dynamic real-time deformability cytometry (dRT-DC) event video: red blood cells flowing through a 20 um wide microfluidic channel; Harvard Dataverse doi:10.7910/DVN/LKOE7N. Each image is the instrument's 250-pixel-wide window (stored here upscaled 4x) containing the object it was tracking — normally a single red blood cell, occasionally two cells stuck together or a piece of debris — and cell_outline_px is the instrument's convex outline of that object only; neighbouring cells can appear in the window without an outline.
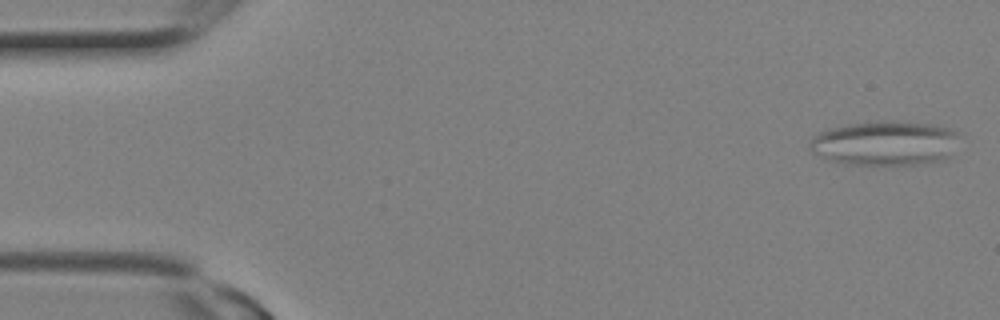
{"species": "Egyptian fruit bat (a non-hibernating species)", "species_latin": "Rousettus aegyptiacus", "temperature_condition": "room temperature", "stored_images_in_passage": 25, "camera_frame_rate_fps": 3000, "um_per_image_px": 0.085, "animal": {"sex": "female"}, "frame": {"image": 1, "passage_image": 1, "time_ms": 0.0, "image_size_px": [1000, 320], "cell_outline_px": [[964, 132], [948, 156], [944, 160], [912, 164], [848, 164], [828, 160], [812, 152], [808, 148], [808, 144], [820, 132], [828, 128], [844, 124], [880, 120], [900, 120], [936, 124], [952, 128]], "centroid_in_image_um": [75.28, 12.13], "position_along_channel_um": 9.7, "area_um2": 39.59}}
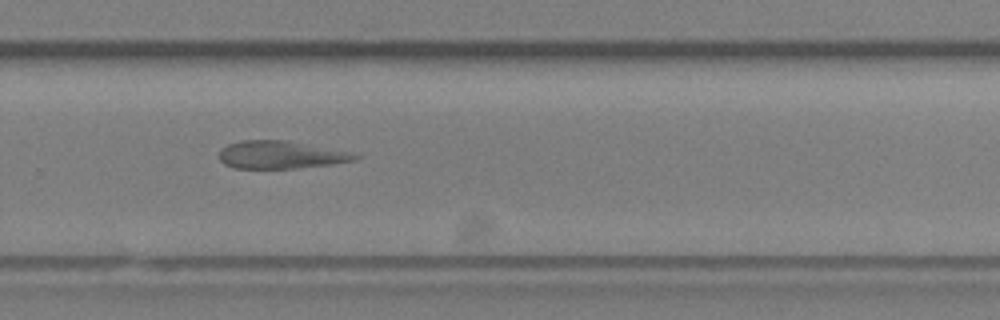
{"frame": {"image": 2, "passage_image": 17, "time_ms": 5.333, "image_size_px": [1000, 320], "cell_outline_px": [[360, 160], [332, 164], [296, 168], [232, 168], [224, 164], [220, 160], [220, 148], [228, 144], [240, 140], [288, 140], [352, 152], [360, 156]], "centroid_in_image_um": [23.89, 13.15], "position_along_channel_um": 305.9, "area_um2": 22.2}}
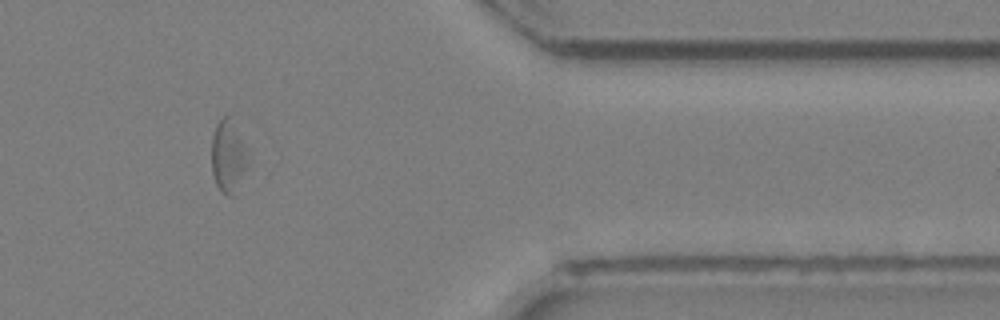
{"frame": {"image": 3, "passage_image": 21, "time_ms": 6.667, "image_size_px": [1000, 320], "cell_outline_px": [[248, 168], [236, 196], [228, 196], [220, 192], [216, 184], [212, 172], [212, 136], [216, 124], [224, 116], [228, 116], [244, 148], [248, 160]], "centroid_in_image_um": [19.39, 13.45], "position_along_channel_um": 392.0, "area_um2": 15.14}}